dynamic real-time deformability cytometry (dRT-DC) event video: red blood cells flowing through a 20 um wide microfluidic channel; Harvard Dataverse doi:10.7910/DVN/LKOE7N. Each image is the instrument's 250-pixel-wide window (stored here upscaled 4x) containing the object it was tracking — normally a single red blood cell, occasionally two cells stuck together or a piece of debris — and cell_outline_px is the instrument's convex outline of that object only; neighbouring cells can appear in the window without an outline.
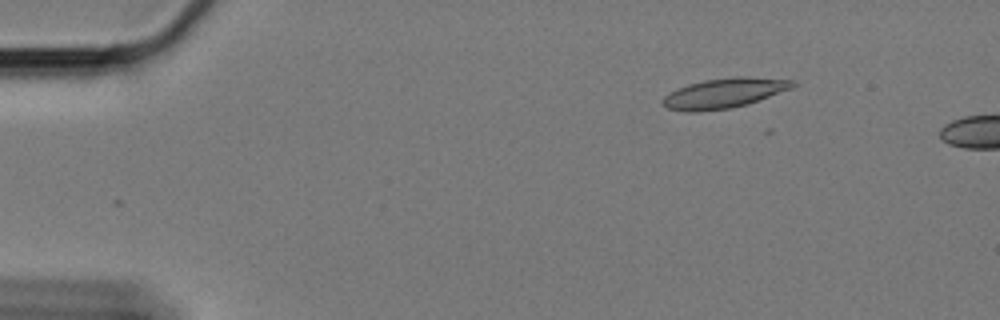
{"species": "Egyptian fruit bat (a non-hibernating species)", "species_latin": "Rousettus aegyptiacus", "temperature_condition": "cold", "stored_images_in_passage": 12, "camera_frame_rate_fps": 3000, "um_per_image_px": 0.085, "animal": {"sex": "female"}, "frame": {"image": 1, "passage_image": 3, "time_ms": 0.667, "image_size_px": [1000, 320], "cell_outline_px": [[796, 84], [792, 88], [748, 104], [732, 108], [696, 112], [688, 112], [668, 108], [660, 104], [660, 100], [668, 92], [676, 88], [688, 84], [704, 80], [736, 76], [748, 76], [792, 80]], "centroid_in_image_um": [61.5, 7.92], "position_along_channel_um": 23.5, "area_um2": 22.89}}